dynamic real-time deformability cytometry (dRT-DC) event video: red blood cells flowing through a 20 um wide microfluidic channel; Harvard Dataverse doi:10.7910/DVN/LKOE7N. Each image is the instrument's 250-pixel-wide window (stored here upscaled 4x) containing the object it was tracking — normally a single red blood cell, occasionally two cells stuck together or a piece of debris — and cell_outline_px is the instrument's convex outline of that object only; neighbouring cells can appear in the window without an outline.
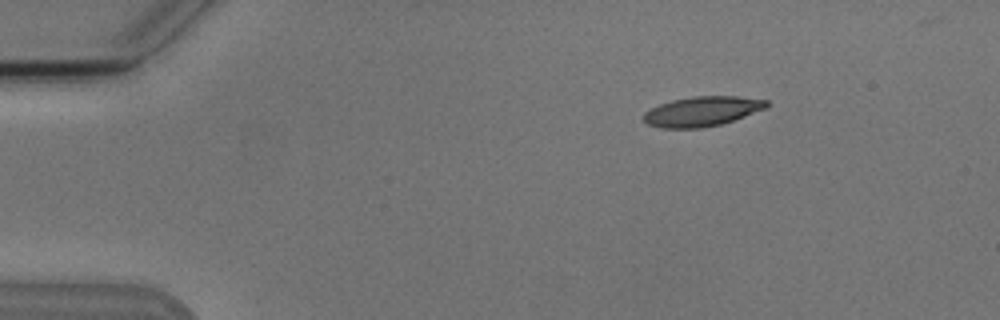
{"species": "Egyptian fruit bat (a non-hibernating species)", "species_latin": "Rousettus aegyptiacus", "temperature_condition": "cold", "stored_images_in_passage": 5, "camera_frame_rate_fps": 3000, "um_per_image_px": 0.085, "animal": {"sex": "male"}, "frame": {"image": 1, "passage_image": 1, "time_ms": 0.0, "image_size_px": [1000, 320], "cell_outline_px": [[768, 108], [720, 124], [704, 128], [660, 128], [648, 124], [644, 120], [644, 112], [660, 104], [672, 100], [692, 96], [736, 96], [768, 100]], "centroid_in_image_um": [59.69, 9.46], "position_along_channel_um": 25.3, "area_um2": 21.27}}